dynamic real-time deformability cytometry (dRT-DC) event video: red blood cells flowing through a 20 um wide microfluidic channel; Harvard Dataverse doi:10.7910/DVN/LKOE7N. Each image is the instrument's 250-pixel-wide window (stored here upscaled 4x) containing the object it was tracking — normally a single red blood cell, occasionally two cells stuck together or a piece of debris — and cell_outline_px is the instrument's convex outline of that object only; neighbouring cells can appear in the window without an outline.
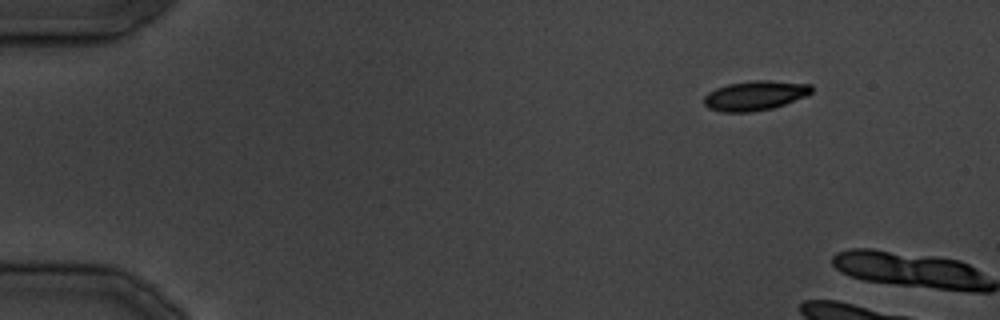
{"species": "common noctule bat (a hibernating species)", "species_latin": "Nyctalus noctula", "temperature_condition": "cold", "stored_images_in_passage": 2, "camera_frame_rate_fps": 3000, "um_per_image_px": 0.085, "animal": {"sex": "male", "body_mass_g": 19.5, "forearm_length_mm": 54.6}, "frame": {"image": 1, "passage_image": 1, "time_ms": 0.0, "image_size_px": [1000, 320], "cell_outline_px": [[812, 92], [808, 96], [772, 108], [752, 112], [724, 112], [708, 108], [704, 104], [704, 96], [708, 92], [716, 88], [728, 84], [756, 80], [772, 80], [812, 84]], "centroid_in_image_um": [64.2, 8.12], "position_along_channel_um": 20.8, "area_um2": 18.67}}